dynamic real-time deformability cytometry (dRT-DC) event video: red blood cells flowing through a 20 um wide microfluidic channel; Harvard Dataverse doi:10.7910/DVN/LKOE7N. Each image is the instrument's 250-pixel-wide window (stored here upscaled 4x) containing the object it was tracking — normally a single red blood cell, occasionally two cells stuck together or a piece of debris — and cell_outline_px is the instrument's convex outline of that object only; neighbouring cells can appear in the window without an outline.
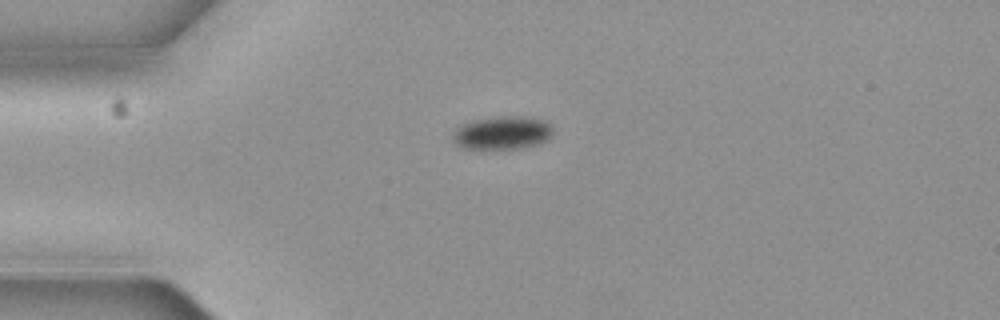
{"species": "common noctule bat (a hibernating species)", "species_latin": "Nyctalus noctula", "temperature_condition": "cold", "stored_images_in_passage": 4, "camera_frame_rate_fps": 3000, "um_per_image_px": 0.085, "animal": {"sex": "female", "body_mass_g": 19.3, "forearm_length_mm": 54.1}, "frame": {"image": 1, "passage_image": 1, "time_ms": 0.0, "image_size_px": [1000, 320], "cell_outline_px": [[552, 136], [548, 140], [540, 144], [520, 148], [464, 148], [456, 144], [452, 140], [452, 132], [460, 124], [472, 120], [496, 116], [524, 116], [544, 120], [552, 124]], "centroid_in_image_um": [42.71, 11.27], "position_along_channel_um": 42.3, "area_um2": 19.71}}
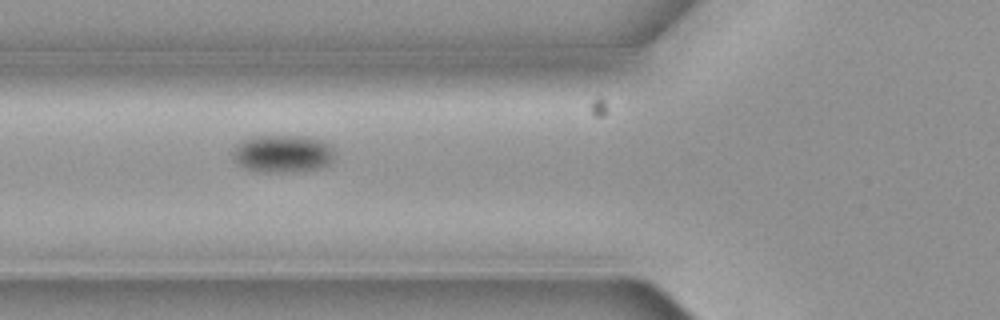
{"frame": {"image": 2, "passage_image": 3, "time_ms": 0.667, "image_size_px": [1000, 320], "cell_outline_px": [[336, 152], [332, 160], [328, 164], [304, 172], [256, 172], [244, 168], [232, 160], [232, 152], [236, 144], [252, 136], [308, 136], [332, 144]], "centroid_in_image_um": [24.03, 13.07], "position_along_channel_um": 101.8, "area_um2": 22.89}}
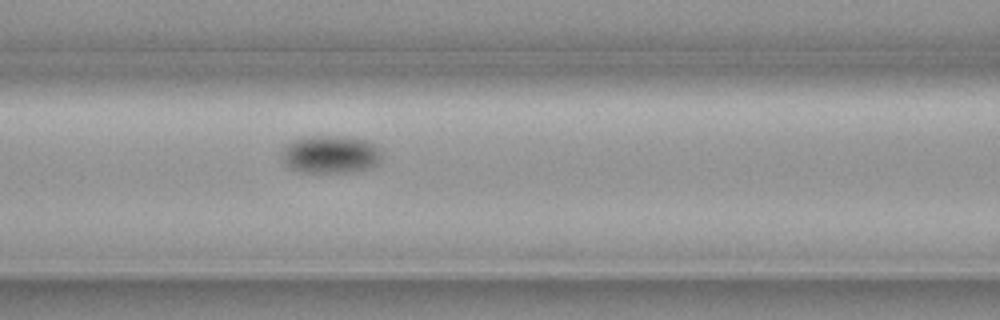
{"frame": {"image": 3, "passage_image": 4, "time_ms": 1.0, "image_size_px": [1000, 320], "cell_outline_px": [[380, 160], [376, 164], [368, 168], [348, 172], [300, 172], [288, 168], [280, 156], [280, 148], [284, 144], [300, 136], [344, 136], [368, 140], [376, 144], [380, 148]], "centroid_in_image_um": [28.01, 13.1], "position_along_channel_um": 138.6, "area_um2": 22.6}}